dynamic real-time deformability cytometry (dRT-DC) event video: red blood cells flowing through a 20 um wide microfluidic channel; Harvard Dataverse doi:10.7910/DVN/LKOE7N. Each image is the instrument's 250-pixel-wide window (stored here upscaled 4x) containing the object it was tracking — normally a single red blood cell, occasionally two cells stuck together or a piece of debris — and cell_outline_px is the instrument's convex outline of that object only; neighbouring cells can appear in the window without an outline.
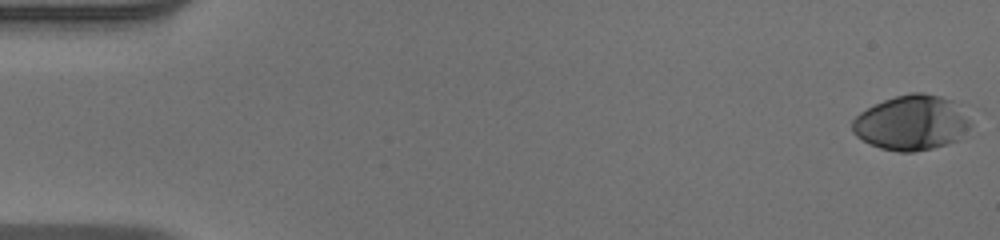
{"species": "human", "species_latin": "Homo sapiens", "temperature_condition": "warm", "stored_images_in_passage": 53, "camera_frame_rate_fps": 3000, "um_per_image_px": 0.085, "donor": {"sex": "male"}, "frame": {"image": 1, "passage_image": 1, "time_ms": 0.0, "image_size_px": [1000, 240], "cell_outline_px": [[972, 124], [960, 140], [932, 148], [912, 152], [900, 152], [880, 148], [856, 136], [852, 132], [852, 120], [860, 112], [884, 100], [896, 96], [912, 92], [924, 92], [940, 96], [952, 100]], "centroid_in_image_um": [77.48, 10.44], "position_along_channel_um": 7.5, "area_um2": 37.63}}
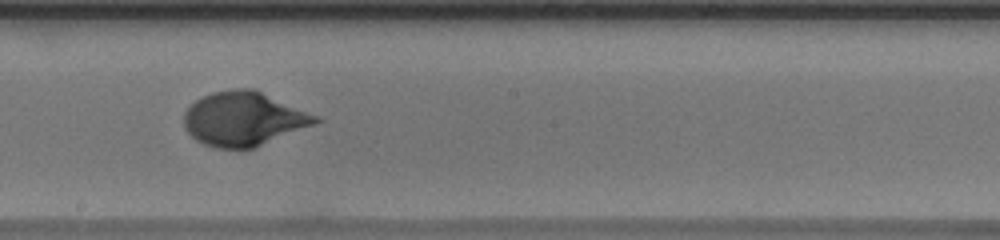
{"frame": {"image": 2, "passage_image": 30, "time_ms": 9.667, "image_size_px": [1000, 240], "cell_outline_px": [[324, 120], [316, 124], [256, 148], [216, 148], [204, 144], [196, 140], [184, 128], [184, 112], [196, 100], [212, 92], [236, 88], [252, 88], [320, 116]], "centroid_in_image_um": [20.76, 10.11], "position_along_channel_um": 227.4, "area_um2": 41.67}}
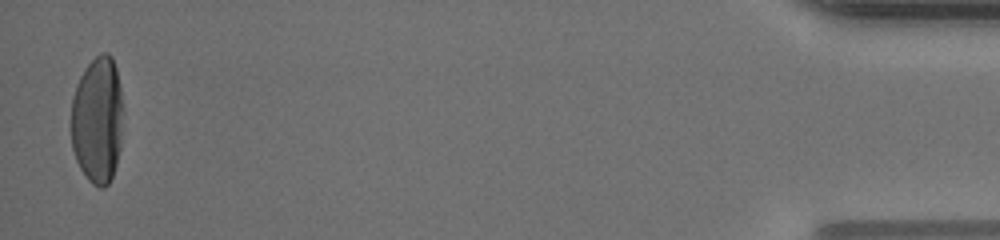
{"frame": {"image": 3, "passage_image": 52, "time_ms": 17.0, "image_size_px": [1000, 240], "cell_outline_px": [[124, 112], [120, 148], [116, 164], [112, 176], [108, 184], [104, 188], [100, 188], [92, 184], [88, 180], [80, 168], [76, 160], [72, 148], [72, 96], [76, 84], [80, 76], [88, 64], [100, 52], [108, 52], [112, 56], [116, 68], [124, 108]], "centroid_in_image_um": [8.3, 10.19], "position_along_channel_um": 426.9, "area_um2": 39.02}, "authors_computed_cell_mechanics": {"area_um2": 38.6682, "velocity_mm_per_s": 3.9342, "shape_relaxation_time_tau1_ms": 3.3828, "shape_relaxation_time_tau2_ms": null, "deformation_change_tau1": 0.2168, "deformation_change_tau2": null}}